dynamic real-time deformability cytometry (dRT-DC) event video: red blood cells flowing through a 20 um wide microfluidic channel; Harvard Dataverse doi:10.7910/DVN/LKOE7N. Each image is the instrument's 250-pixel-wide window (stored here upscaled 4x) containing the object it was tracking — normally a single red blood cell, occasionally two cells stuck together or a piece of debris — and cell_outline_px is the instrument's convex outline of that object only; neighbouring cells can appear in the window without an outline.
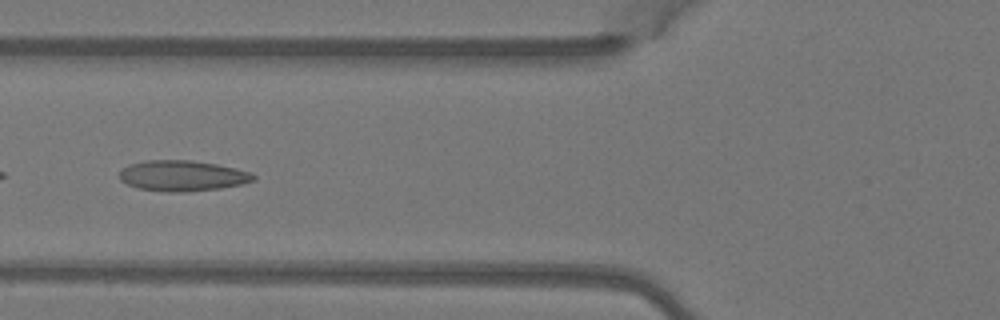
{"species": "Egyptian fruit bat (a non-hibernating species)", "species_latin": "Rousettus aegyptiacus", "temperature_condition": "warm", "stored_images_in_passage": 5, "camera_frame_rate_fps": 3000, "um_per_image_px": 0.085, "animal": {"sex": "female"}, "frame": {"image": 1, "passage_image": 5, "time_ms": 1.333, "image_size_px": [1000, 320], "cell_outline_px": [[256, 180], [240, 184], [220, 188], [188, 192], [168, 192], [140, 188], [128, 184], [120, 180], [120, 172], [128, 164], [144, 160], [192, 160], [216, 164], [236, 168], [252, 172], [256, 176]], "centroid_in_image_um": [15.53, 14.93], "position_along_channel_um": 110.3, "area_um2": 23.99}}